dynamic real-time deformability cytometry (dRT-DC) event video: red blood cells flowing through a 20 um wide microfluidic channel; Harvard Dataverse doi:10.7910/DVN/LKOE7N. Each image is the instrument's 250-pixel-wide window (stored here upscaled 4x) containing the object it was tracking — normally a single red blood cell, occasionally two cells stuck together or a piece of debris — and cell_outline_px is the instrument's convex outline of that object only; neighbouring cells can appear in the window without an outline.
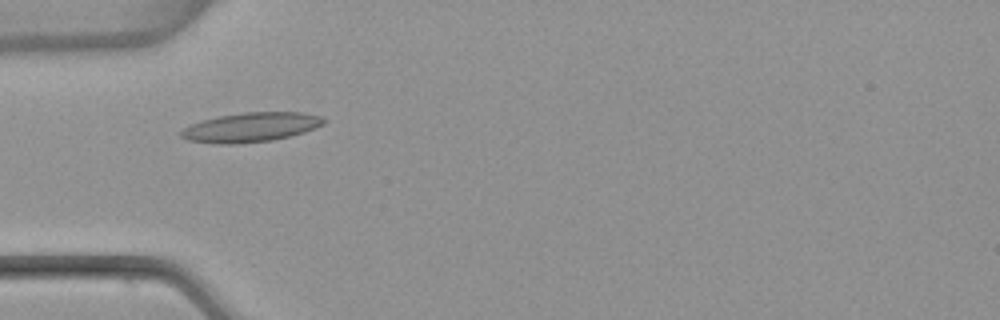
{"species": "common noctule bat (a hibernating species)", "species_latin": "Nyctalus noctula", "temperature_condition": "warm", "stored_images_in_passage": 5, "camera_frame_rate_fps": 3000, "um_per_image_px": 0.085, "animal": {"sex": "female", "body_mass_g": 22.7, "forearm_length_mm": 54.2}, "frame": {"image": 1, "passage_image": 1, "time_ms": 0.0, "image_size_px": [1000, 320], "cell_outline_px": [[328, 120], [324, 124], [316, 128], [304, 132], [272, 140], [232, 144], [216, 144], [188, 140], [180, 136], [180, 132], [184, 128], [192, 124], [204, 120], [220, 116], [244, 112], [304, 112], [320, 116]], "centroid_in_image_um": [21.36, 10.81], "position_along_channel_um": 63.6, "area_um2": 24.33}}
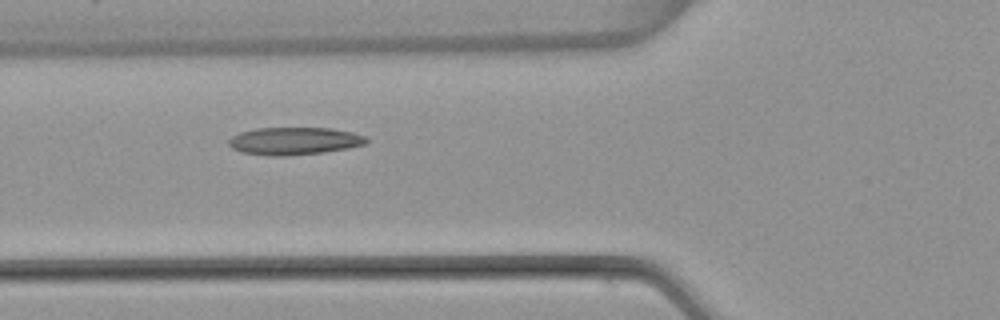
{"frame": {"image": 2, "passage_image": 2, "time_ms": 0.333, "image_size_px": [1000, 320], "cell_outline_px": [[368, 140], [364, 144], [348, 148], [324, 152], [288, 156], [268, 156], [240, 152], [232, 148], [228, 144], [228, 140], [232, 136], [240, 132], [256, 128], [332, 128], [352, 132], [364, 136]], "centroid_in_image_um": [24.97, 11.99], "position_along_channel_um": 100.8, "area_um2": 22.2}}
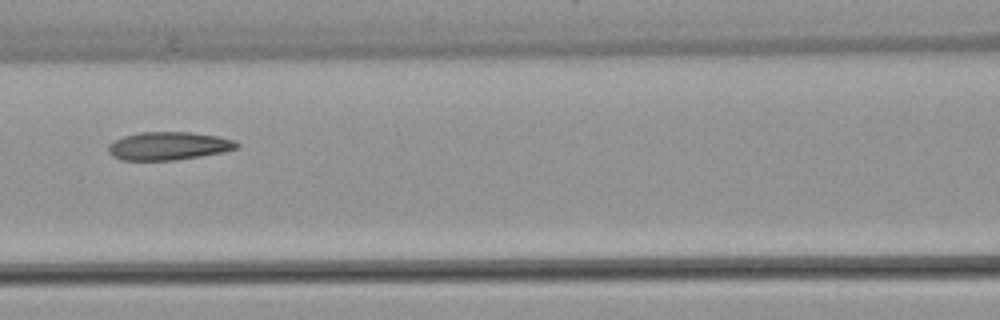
{"frame": {"image": 3, "passage_image": 3, "time_ms": 0.667, "image_size_px": [1000, 320], "cell_outline_px": [[240, 144], [236, 148], [224, 152], [176, 160], [120, 160], [112, 156], [108, 152], [108, 144], [112, 140], [124, 136], [140, 132], [192, 132], [216, 136], [236, 140]], "centroid_in_image_um": [14.3, 12.4], "position_along_channel_um": 152.3, "area_um2": 21.21}}